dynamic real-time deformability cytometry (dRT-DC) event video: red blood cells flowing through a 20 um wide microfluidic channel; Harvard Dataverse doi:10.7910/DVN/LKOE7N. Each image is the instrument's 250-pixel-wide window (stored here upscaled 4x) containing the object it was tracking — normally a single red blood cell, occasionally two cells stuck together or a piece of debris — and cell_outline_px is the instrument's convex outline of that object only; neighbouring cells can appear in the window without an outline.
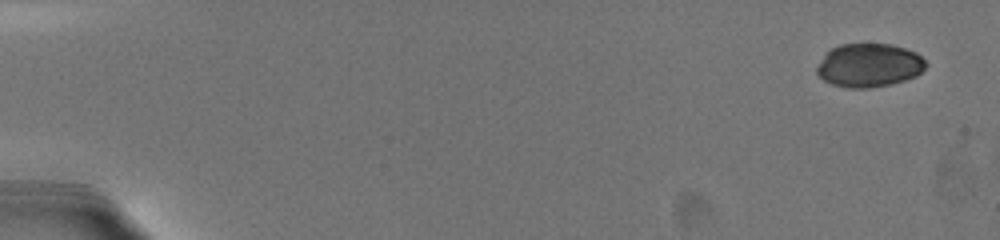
{"species": "common noctule bat (a hibernating species)", "species_latin": "Nyctalus noctula", "temperature_condition": "warm", "stored_images_in_passage": 10, "camera_frame_rate_fps": 3000, "um_per_image_px": 0.085, "animal": {"sex": "female", "body_mass_g": 19.5, "forearm_length_mm": 54.1}, "frame": {"image": 1, "passage_image": 1, "time_ms": 0.0, "image_size_px": [1000, 240], "cell_outline_px": [[928, 64], [916, 76], [904, 80], [888, 84], [868, 88], [848, 88], [832, 84], [824, 80], [816, 72], [816, 68], [820, 60], [832, 48], [840, 44], [892, 44], [916, 52]], "centroid_in_image_um": [73.86, 5.54], "position_along_channel_um": 11.1, "area_um2": 27.46}}
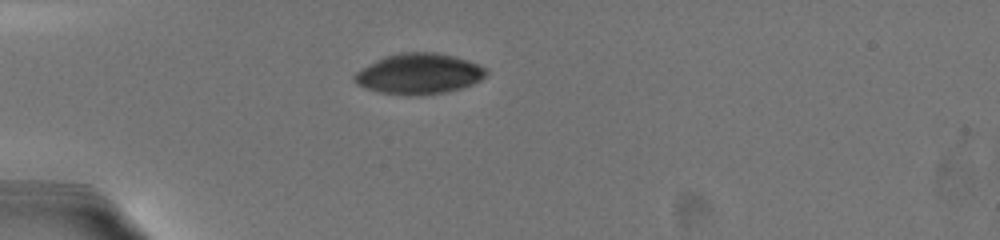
{"frame": {"image": 2, "passage_image": 6, "time_ms": 5.0, "image_size_px": [1000, 240], "cell_outline_px": [[488, 72], [480, 80], [472, 84], [460, 88], [444, 92], [408, 96], [380, 92], [356, 84], [352, 80], [352, 76], [356, 72], [376, 60], [384, 56], [400, 52], [436, 52], [468, 60], [480, 64], [488, 68]], "centroid_in_image_um": [35.61, 6.26], "position_along_channel_um": 49.4, "area_um2": 31.15}}